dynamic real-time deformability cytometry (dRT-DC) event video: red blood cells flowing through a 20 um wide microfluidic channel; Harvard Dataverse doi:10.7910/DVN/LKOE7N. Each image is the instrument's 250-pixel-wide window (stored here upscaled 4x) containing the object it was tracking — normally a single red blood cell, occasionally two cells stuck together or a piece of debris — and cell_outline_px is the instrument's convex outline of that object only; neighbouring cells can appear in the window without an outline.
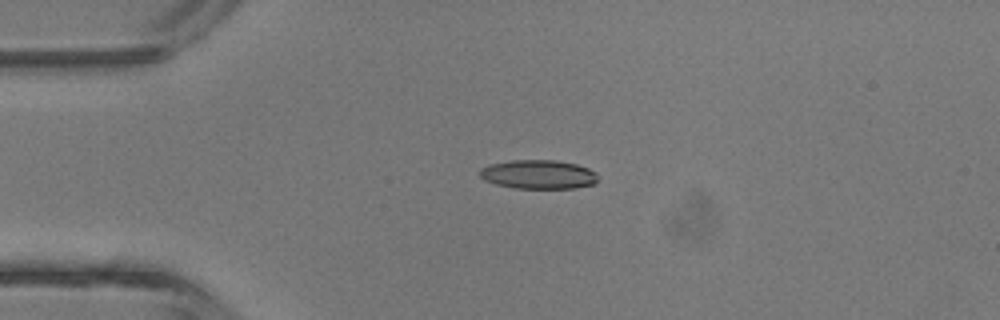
{"species": "common noctule bat (a hibernating species)", "species_latin": "Nyctalus noctula", "temperature_condition": "room temperature", "stored_images_in_passage": 6, "camera_frame_rate_fps": 3000, "um_per_image_px": 0.085, "animal": {"sex": "male", "body_mass_g": 13.3}, "frame": {"image": 1, "passage_image": 4, "time_ms": 3.333, "image_size_px": [1000, 320], "cell_outline_px": [[596, 184], [576, 188], [516, 188], [496, 184], [484, 180], [480, 176], [480, 168], [492, 164], [512, 160], [556, 160], [576, 164], [588, 168], [596, 172]], "centroid_in_image_um": [45.78, 14.83], "position_along_channel_um": 39.2, "area_um2": 19.88}}
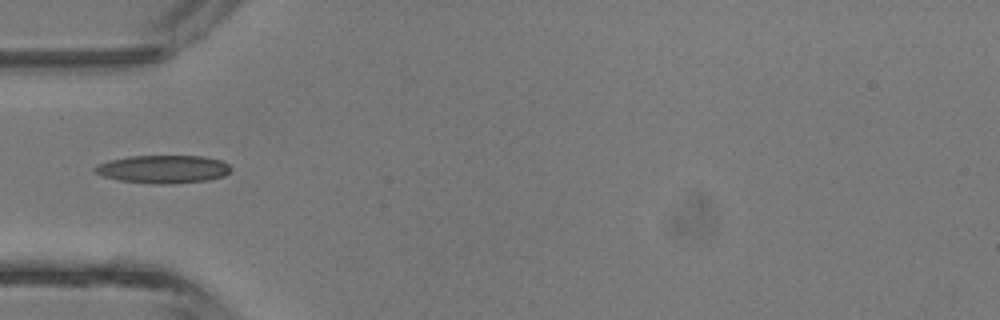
{"frame": {"image": 2, "passage_image": 5, "time_ms": 4.667, "image_size_px": [1000, 320], "cell_outline_px": [[232, 168], [224, 176], [208, 180], [168, 184], [152, 184], [116, 180], [104, 176], [96, 172], [92, 168], [96, 164], [108, 160], [128, 156], [204, 156], [220, 160], [228, 164]], "centroid_in_image_um": [13.83, 14.38], "position_along_channel_um": 71.2, "area_um2": 22.37}}
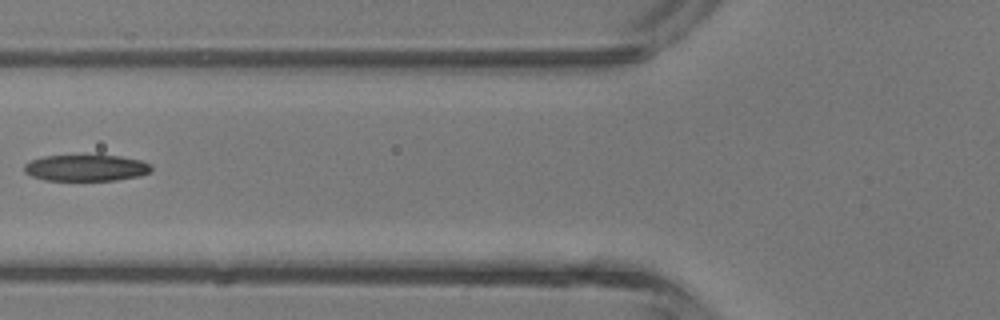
{"frame": {"image": 3, "passage_image": 6, "time_ms": 5.667, "image_size_px": [1000, 320], "cell_outline_px": [[152, 168], [148, 172], [140, 176], [116, 180], [44, 180], [32, 176], [24, 172], [24, 164], [32, 160], [44, 156], [120, 156], [140, 160], [152, 164]], "centroid_in_image_um": [7.32, 14.28], "position_along_channel_um": 118.5, "area_um2": 19.36}}